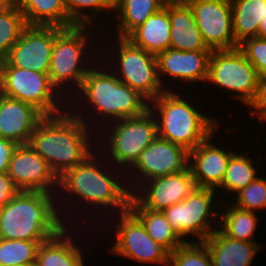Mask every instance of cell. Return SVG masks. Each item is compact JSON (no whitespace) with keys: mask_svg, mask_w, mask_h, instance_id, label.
<instances>
[{"mask_svg":"<svg viewBox=\"0 0 266 266\" xmlns=\"http://www.w3.org/2000/svg\"><path fill=\"white\" fill-rule=\"evenodd\" d=\"M68 107L60 114L44 116L28 142L58 178L79 165L93 152L94 148L90 141L93 137L89 136V129L92 131L93 128L90 127V122L87 123L90 120L84 118L80 110H74V114L71 111L73 107L70 105Z\"/></svg>","mask_w":266,"mask_h":266,"instance_id":"cell-1","label":"cell"},{"mask_svg":"<svg viewBox=\"0 0 266 266\" xmlns=\"http://www.w3.org/2000/svg\"><path fill=\"white\" fill-rule=\"evenodd\" d=\"M54 200L53 194L20 191L0 209V239L47 241L57 235L65 227L61 214L68 204L61 207Z\"/></svg>","mask_w":266,"mask_h":266,"instance_id":"cell-2","label":"cell"},{"mask_svg":"<svg viewBox=\"0 0 266 266\" xmlns=\"http://www.w3.org/2000/svg\"><path fill=\"white\" fill-rule=\"evenodd\" d=\"M95 155L96 153L92 152L79 165L69 169L58 178V190L60 191L57 192V194H59L57 195L58 199L56 201H59L62 195H65L66 197L70 195L69 200H66V202H70L71 199L73 201L72 205H77V203H74L73 200L76 197L79 204L80 201H85L84 203L88 205L90 204L91 207H100L101 209V206H103L102 210L106 209L107 211H109L108 209L112 207L110 210L114 211L115 208L114 212L119 214L120 212H123L129 208L131 193L126 184L128 182H125V179L123 182V178H120L118 176L119 174L115 175V172L111 171V175L110 170L114 171V169L110 163H107L109 161H106L104 164L105 160L103 159L101 164L96 163L98 162V159L99 161L101 160V156L103 158L106 156L105 153H101L99 157H96ZM102 163L105 166V170L102 167ZM107 166H110L107 168L109 171L106 169ZM108 172L110 174H108ZM70 197H73V199ZM117 209L118 211H116Z\"/></svg>","mask_w":266,"mask_h":266,"instance_id":"cell-3","label":"cell"},{"mask_svg":"<svg viewBox=\"0 0 266 266\" xmlns=\"http://www.w3.org/2000/svg\"><path fill=\"white\" fill-rule=\"evenodd\" d=\"M101 64L97 65L98 68L93 64L88 71V74L85 76L79 91L76 92V95L72 94L73 97L75 96V99L79 93L80 100L76 105L77 108L79 107V104L81 105L80 101L82 100L81 102L83 103L81 107L93 111L91 118H93L94 115L95 118L99 116V118L95 120L99 121L96 123H100L102 122L100 121L101 118L104 117L105 119H102L105 120L104 124L106 125L109 121V123H111L112 121L114 122L127 117L141 115L149 109V101L145 97L125 83H122L116 77L112 69L104 66L103 62ZM83 99L87 102L85 101L84 103ZM83 104H85L86 107L83 106Z\"/></svg>","mask_w":266,"mask_h":266,"instance_id":"cell-4","label":"cell"},{"mask_svg":"<svg viewBox=\"0 0 266 266\" xmlns=\"http://www.w3.org/2000/svg\"><path fill=\"white\" fill-rule=\"evenodd\" d=\"M172 90L167 88L150 101L149 109L155 115L158 136L190 152L216 129H220V124L216 118L197 110L198 106L191 105L189 100Z\"/></svg>","mask_w":266,"mask_h":266,"instance_id":"cell-5","label":"cell"},{"mask_svg":"<svg viewBox=\"0 0 266 266\" xmlns=\"http://www.w3.org/2000/svg\"><path fill=\"white\" fill-rule=\"evenodd\" d=\"M87 28H90L91 30L92 27L74 26L70 28H64L55 37L50 68L48 71L52 86L59 92V94L62 91L60 95L62 96L64 93V96H67L65 99L66 101L68 100V105H72L73 107L75 106L73 105V103H76L77 99H75L74 102H71L73 98L68 99V97L72 96L70 94L71 92H73V94L75 95L76 91H79L85 76L88 74V71L94 64L93 62L92 64H88L91 62L90 58L88 57L89 54H87L86 51L90 50L88 48L92 47L91 45L94 44V40L91 43H88V41L90 40V38L88 37H91L88 33L91 32H88L89 29ZM66 88L69 92H66ZM64 90L66 93L64 92Z\"/></svg>","mask_w":266,"mask_h":266,"instance_id":"cell-6","label":"cell"},{"mask_svg":"<svg viewBox=\"0 0 266 266\" xmlns=\"http://www.w3.org/2000/svg\"><path fill=\"white\" fill-rule=\"evenodd\" d=\"M112 123L105 125L107 128L103 130V132L108 130L107 132L111 133L106 132V135L100 137L109 138L108 141L105 139L108 142V145L105 146V150H107L105 153L110 155L109 161L113 158L110 163L115 161V165L119 168L117 170L118 168L113 167L116 169V173L125 169L122 171L123 173H119L125 179V172L135 164L141 152L158 137L157 121L152 111L147 109L141 115L127 117Z\"/></svg>","mask_w":266,"mask_h":266,"instance_id":"cell-7","label":"cell"},{"mask_svg":"<svg viewBox=\"0 0 266 266\" xmlns=\"http://www.w3.org/2000/svg\"><path fill=\"white\" fill-rule=\"evenodd\" d=\"M0 94L32 104L45 116L60 114L68 106L52 86L48 73L12 67L5 59L0 61Z\"/></svg>","mask_w":266,"mask_h":266,"instance_id":"cell-8","label":"cell"},{"mask_svg":"<svg viewBox=\"0 0 266 266\" xmlns=\"http://www.w3.org/2000/svg\"><path fill=\"white\" fill-rule=\"evenodd\" d=\"M216 192L217 190L214 189L196 187L182 202L175 203L162 211L172 228L183 240L187 237L191 239L193 236L194 240L189 241H204L218 229L220 217L218 212L220 211L216 212L218 206L214 203L220 202L222 198H216L215 195L219 194Z\"/></svg>","mask_w":266,"mask_h":266,"instance_id":"cell-9","label":"cell"},{"mask_svg":"<svg viewBox=\"0 0 266 266\" xmlns=\"http://www.w3.org/2000/svg\"><path fill=\"white\" fill-rule=\"evenodd\" d=\"M115 38V40L118 39L116 41L118 49L115 44L113 52H110L114 53V59L112 55L109 56L112 62L111 66L107 67H112L110 69H113L116 77L133 90L138 91L149 102L167 90L162 87L158 78L156 56L135 46L126 38ZM113 62L115 63L112 65Z\"/></svg>","mask_w":266,"mask_h":266,"instance_id":"cell-10","label":"cell"},{"mask_svg":"<svg viewBox=\"0 0 266 266\" xmlns=\"http://www.w3.org/2000/svg\"><path fill=\"white\" fill-rule=\"evenodd\" d=\"M258 78L256 69L239 48L212 51L207 81L233 92L242 104L248 106L253 100Z\"/></svg>","mask_w":266,"mask_h":266,"instance_id":"cell-11","label":"cell"},{"mask_svg":"<svg viewBox=\"0 0 266 266\" xmlns=\"http://www.w3.org/2000/svg\"><path fill=\"white\" fill-rule=\"evenodd\" d=\"M116 216L119 219H114L118 223L111 253L138 263L169 266V252L148 235L141 220L129 208Z\"/></svg>","mask_w":266,"mask_h":266,"instance_id":"cell-12","label":"cell"},{"mask_svg":"<svg viewBox=\"0 0 266 266\" xmlns=\"http://www.w3.org/2000/svg\"><path fill=\"white\" fill-rule=\"evenodd\" d=\"M188 163L189 151L180 145L158 136L141 152L139 159L131 169L126 171L129 172L127 173L128 175H125L127 176L125 179L128 182L130 181L128 183L129 185L127 184V186H129V191L132 194L133 190L135 191V187L137 189L144 182L186 170L188 168ZM132 174H134V176ZM128 176L131 177L129 178ZM130 179L135 180L131 181ZM131 182L132 186L130 185Z\"/></svg>","mask_w":266,"mask_h":266,"instance_id":"cell-13","label":"cell"},{"mask_svg":"<svg viewBox=\"0 0 266 266\" xmlns=\"http://www.w3.org/2000/svg\"><path fill=\"white\" fill-rule=\"evenodd\" d=\"M191 8L203 40L209 49L238 48L233 34L230 0H184Z\"/></svg>","mask_w":266,"mask_h":266,"instance_id":"cell-14","label":"cell"},{"mask_svg":"<svg viewBox=\"0 0 266 266\" xmlns=\"http://www.w3.org/2000/svg\"><path fill=\"white\" fill-rule=\"evenodd\" d=\"M63 29L58 26L28 25L5 60L12 67L48 73L54 39Z\"/></svg>","mask_w":266,"mask_h":266,"instance_id":"cell-15","label":"cell"},{"mask_svg":"<svg viewBox=\"0 0 266 266\" xmlns=\"http://www.w3.org/2000/svg\"><path fill=\"white\" fill-rule=\"evenodd\" d=\"M7 174L20 191H40L56 197L58 177L29 144L16 147L10 159ZM53 188L54 193H52Z\"/></svg>","mask_w":266,"mask_h":266,"instance_id":"cell-16","label":"cell"},{"mask_svg":"<svg viewBox=\"0 0 266 266\" xmlns=\"http://www.w3.org/2000/svg\"><path fill=\"white\" fill-rule=\"evenodd\" d=\"M196 187L188 167L186 170L144 182L131 195L144 208L163 211L175 203L182 202Z\"/></svg>","mask_w":266,"mask_h":266,"instance_id":"cell-17","label":"cell"},{"mask_svg":"<svg viewBox=\"0 0 266 266\" xmlns=\"http://www.w3.org/2000/svg\"><path fill=\"white\" fill-rule=\"evenodd\" d=\"M216 131L189 152L188 167L197 187L220 191L228 162L235 152L222 149L212 142Z\"/></svg>","mask_w":266,"mask_h":266,"instance_id":"cell-18","label":"cell"},{"mask_svg":"<svg viewBox=\"0 0 266 266\" xmlns=\"http://www.w3.org/2000/svg\"><path fill=\"white\" fill-rule=\"evenodd\" d=\"M212 51H181L173 48L156 55L157 73L163 86L162 74L181 83H208L209 61ZM161 73V74H160ZM164 83V84H163Z\"/></svg>","mask_w":266,"mask_h":266,"instance_id":"cell-19","label":"cell"},{"mask_svg":"<svg viewBox=\"0 0 266 266\" xmlns=\"http://www.w3.org/2000/svg\"><path fill=\"white\" fill-rule=\"evenodd\" d=\"M44 116L32 104L0 94V137L17 145L28 144Z\"/></svg>","mask_w":266,"mask_h":266,"instance_id":"cell-20","label":"cell"},{"mask_svg":"<svg viewBox=\"0 0 266 266\" xmlns=\"http://www.w3.org/2000/svg\"><path fill=\"white\" fill-rule=\"evenodd\" d=\"M170 48L181 51H212L203 40L190 6L184 0L168 1Z\"/></svg>","mask_w":266,"mask_h":266,"instance_id":"cell-21","label":"cell"},{"mask_svg":"<svg viewBox=\"0 0 266 266\" xmlns=\"http://www.w3.org/2000/svg\"><path fill=\"white\" fill-rule=\"evenodd\" d=\"M213 266H250L259 251V242L235 240L219 228L203 241Z\"/></svg>","mask_w":266,"mask_h":266,"instance_id":"cell-22","label":"cell"},{"mask_svg":"<svg viewBox=\"0 0 266 266\" xmlns=\"http://www.w3.org/2000/svg\"><path fill=\"white\" fill-rule=\"evenodd\" d=\"M170 29L168 1H166L163 8L133 30L126 39L135 46L156 56L170 48Z\"/></svg>","mask_w":266,"mask_h":266,"instance_id":"cell-23","label":"cell"},{"mask_svg":"<svg viewBox=\"0 0 266 266\" xmlns=\"http://www.w3.org/2000/svg\"><path fill=\"white\" fill-rule=\"evenodd\" d=\"M67 228L39 245L35 266H84L85 254Z\"/></svg>","mask_w":266,"mask_h":266,"instance_id":"cell-24","label":"cell"},{"mask_svg":"<svg viewBox=\"0 0 266 266\" xmlns=\"http://www.w3.org/2000/svg\"><path fill=\"white\" fill-rule=\"evenodd\" d=\"M25 17L27 25L76 26L68 17L65 0H12Z\"/></svg>","mask_w":266,"mask_h":266,"instance_id":"cell-25","label":"cell"},{"mask_svg":"<svg viewBox=\"0 0 266 266\" xmlns=\"http://www.w3.org/2000/svg\"><path fill=\"white\" fill-rule=\"evenodd\" d=\"M129 209L141 220L148 235L169 253L180 247L185 241L172 228L162 211L144 208L132 195Z\"/></svg>","mask_w":266,"mask_h":266,"instance_id":"cell-26","label":"cell"},{"mask_svg":"<svg viewBox=\"0 0 266 266\" xmlns=\"http://www.w3.org/2000/svg\"><path fill=\"white\" fill-rule=\"evenodd\" d=\"M167 0H118L115 5L117 37L126 38L151 15L157 13Z\"/></svg>","mask_w":266,"mask_h":266,"instance_id":"cell-27","label":"cell"},{"mask_svg":"<svg viewBox=\"0 0 266 266\" xmlns=\"http://www.w3.org/2000/svg\"><path fill=\"white\" fill-rule=\"evenodd\" d=\"M232 5L233 34L239 46L245 39L258 35L266 0H230Z\"/></svg>","mask_w":266,"mask_h":266,"instance_id":"cell-28","label":"cell"},{"mask_svg":"<svg viewBox=\"0 0 266 266\" xmlns=\"http://www.w3.org/2000/svg\"><path fill=\"white\" fill-rule=\"evenodd\" d=\"M221 203L220 208L225 206L224 209L221 208L219 211V229L228 237L235 240L247 241V242H257L254 240V232L258 228L259 218L257 213L250 212L248 210H243L233 205L230 201L226 204ZM231 206V207H230Z\"/></svg>","mask_w":266,"mask_h":266,"instance_id":"cell-29","label":"cell"},{"mask_svg":"<svg viewBox=\"0 0 266 266\" xmlns=\"http://www.w3.org/2000/svg\"><path fill=\"white\" fill-rule=\"evenodd\" d=\"M238 153L236 152L230 157L223 182L219 187L220 190L224 189V193L236 194L241 189L246 188L259 176L257 170L262 168L259 165L254 166L257 163H253L251 155L247 157L246 154Z\"/></svg>","mask_w":266,"mask_h":266,"instance_id":"cell-30","label":"cell"},{"mask_svg":"<svg viewBox=\"0 0 266 266\" xmlns=\"http://www.w3.org/2000/svg\"><path fill=\"white\" fill-rule=\"evenodd\" d=\"M27 26L25 17L12 0L0 5V61L7 57Z\"/></svg>","mask_w":266,"mask_h":266,"instance_id":"cell-31","label":"cell"},{"mask_svg":"<svg viewBox=\"0 0 266 266\" xmlns=\"http://www.w3.org/2000/svg\"><path fill=\"white\" fill-rule=\"evenodd\" d=\"M43 242L0 239V266H35Z\"/></svg>","mask_w":266,"mask_h":266,"instance_id":"cell-32","label":"cell"},{"mask_svg":"<svg viewBox=\"0 0 266 266\" xmlns=\"http://www.w3.org/2000/svg\"><path fill=\"white\" fill-rule=\"evenodd\" d=\"M118 0H65L66 10L69 19L76 26H91L95 23L97 15L109 11H115ZM89 9V11L87 10ZM86 11L88 13H86ZM90 12V13H89ZM96 19V20H94ZM91 23V24H90Z\"/></svg>","mask_w":266,"mask_h":266,"instance_id":"cell-33","label":"cell"},{"mask_svg":"<svg viewBox=\"0 0 266 266\" xmlns=\"http://www.w3.org/2000/svg\"><path fill=\"white\" fill-rule=\"evenodd\" d=\"M169 266H213L203 241H185L169 253Z\"/></svg>","mask_w":266,"mask_h":266,"instance_id":"cell-34","label":"cell"},{"mask_svg":"<svg viewBox=\"0 0 266 266\" xmlns=\"http://www.w3.org/2000/svg\"><path fill=\"white\" fill-rule=\"evenodd\" d=\"M231 203L240 209L257 212L266 209V178L257 176L246 188L235 194Z\"/></svg>","mask_w":266,"mask_h":266,"instance_id":"cell-35","label":"cell"},{"mask_svg":"<svg viewBox=\"0 0 266 266\" xmlns=\"http://www.w3.org/2000/svg\"><path fill=\"white\" fill-rule=\"evenodd\" d=\"M238 48L260 75L266 69V39L253 37L245 39Z\"/></svg>","mask_w":266,"mask_h":266,"instance_id":"cell-36","label":"cell"},{"mask_svg":"<svg viewBox=\"0 0 266 266\" xmlns=\"http://www.w3.org/2000/svg\"><path fill=\"white\" fill-rule=\"evenodd\" d=\"M250 106L249 114L256 119L261 120L266 116V79H258L256 93L253 100L247 107Z\"/></svg>","mask_w":266,"mask_h":266,"instance_id":"cell-37","label":"cell"},{"mask_svg":"<svg viewBox=\"0 0 266 266\" xmlns=\"http://www.w3.org/2000/svg\"><path fill=\"white\" fill-rule=\"evenodd\" d=\"M20 192L7 173H0V209L10 202Z\"/></svg>","mask_w":266,"mask_h":266,"instance_id":"cell-38","label":"cell"},{"mask_svg":"<svg viewBox=\"0 0 266 266\" xmlns=\"http://www.w3.org/2000/svg\"><path fill=\"white\" fill-rule=\"evenodd\" d=\"M18 145L0 137V173H7L10 159Z\"/></svg>","mask_w":266,"mask_h":266,"instance_id":"cell-39","label":"cell"},{"mask_svg":"<svg viewBox=\"0 0 266 266\" xmlns=\"http://www.w3.org/2000/svg\"><path fill=\"white\" fill-rule=\"evenodd\" d=\"M257 37L266 39V13L264 17H262Z\"/></svg>","mask_w":266,"mask_h":266,"instance_id":"cell-40","label":"cell"},{"mask_svg":"<svg viewBox=\"0 0 266 266\" xmlns=\"http://www.w3.org/2000/svg\"><path fill=\"white\" fill-rule=\"evenodd\" d=\"M258 79H266V69L259 75Z\"/></svg>","mask_w":266,"mask_h":266,"instance_id":"cell-41","label":"cell"},{"mask_svg":"<svg viewBox=\"0 0 266 266\" xmlns=\"http://www.w3.org/2000/svg\"><path fill=\"white\" fill-rule=\"evenodd\" d=\"M6 0H0V5L3 4Z\"/></svg>","mask_w":266,"mask_h":266,"instance_id":"cell-42","label":"cell"},{"mask_svg":"<svg viewBox=\"0 0 266 266\" xmlns=\"http://www.w3.org/2000/svg\"><path fill=\"white\" fill-rule=\"evenodd\" d=\"M263 123L266 122V116L261 120Z\"/></svg>","mask_w":266,"mask_h":266,"instance_id":"cell-43","label":"cell"}]
</instances>
